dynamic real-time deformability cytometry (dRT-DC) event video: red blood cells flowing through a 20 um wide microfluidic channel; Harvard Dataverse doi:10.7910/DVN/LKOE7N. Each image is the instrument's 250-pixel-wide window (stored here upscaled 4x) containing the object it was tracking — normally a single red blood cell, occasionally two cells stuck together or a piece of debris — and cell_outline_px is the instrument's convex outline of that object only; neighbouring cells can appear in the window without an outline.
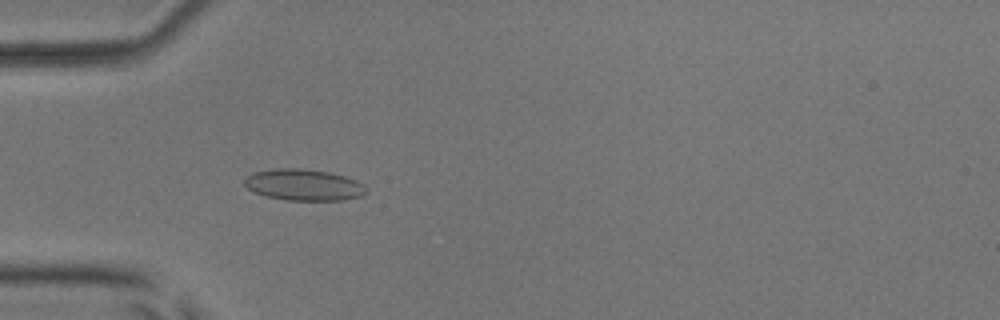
{"species": "common noctule bat (a hibernating species)", "species_latin": "Nyctalus noctula", "temperature_condition": "room temperature", "stored_images_in_passage": 35, "camera_frame_rate_fps": 3000, "um_per_image_px": 0.085, "animal": {"sex": "male", "body_mass_g": 17.9, "forearm_length_mm": 54.2}, "frame": {"image": 1, "passage_image": 17, "time_ms": 5.333, "image_size_px": [1000, 320], "cell_outline_px": [[368, 192], [360, 196], [344, 200], [284, 200], [264, 196], [248, 188], [244, 184], [244, 180], [252, 172], [276, 168], [300, 168], [328, 172], [344, 176], [356, 180], [364, 184]], "centroid_in_image_um": [25.82, 15.71], "position_along_channel_um": 59.2, "area_um2": 22.31}}
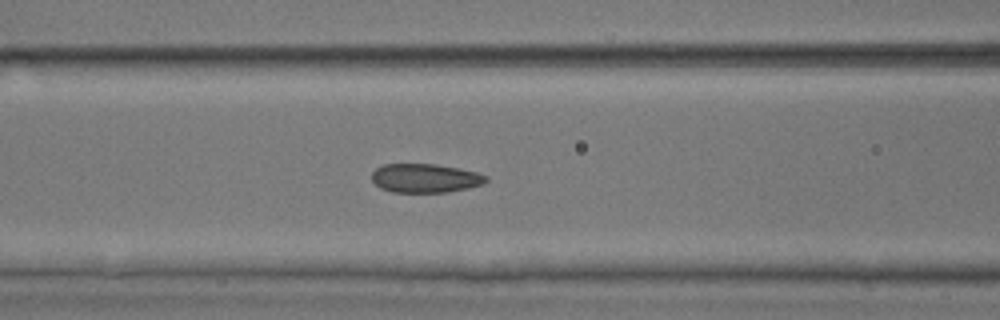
{"frame": {"image": 2, "passage_image": 23, "time_ms": 7.333, "image_size_px": [1000, 320], "cell_outline_px": [[488, 180], [484, 184], [468, 188], [448, 192], [392, 192], [380, 188], [372, 180], [372, 172], [376, 168], [384, 164], [436, 164], [460, 168], [476, 172], [488, 176]], "centroid_in_image_um": [36.16, 15.14], "position_along_channel_um": 130.4, "area_um2": 19.36}}
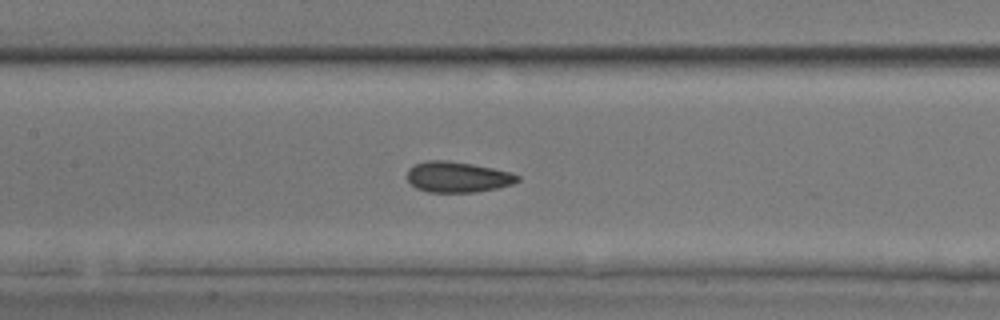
{"frame": {"image": 3, "passage_image": 26, "time_ms": 8.333, "image_size_px": [1000, 320], "cell_outline_px": [[520, 180], [512, 184], [496, 188], [476, 192], [428, 192], [416, 188], [408, 180], [408, 168], [416, 164], [428, 160], [448, 160], [472, 164], [512, 172], [520, 176]], "centroid_in_image_um": [38.91, 15.04], "position_along_channel_um": 168.5, "area_um2": 19.71}}